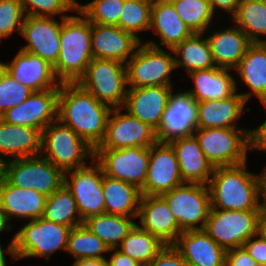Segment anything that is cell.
I'll return each instance as SVG.
<instances>
[{
  "label": "cell",
  "instance_id": "obj_30",
  "mask_svg": "<svg viewBox=\"0 0 266 266\" xmlns=\"http://www.w3.org/2000/svg\"><path fill=\"white\" fill-rule=\"evenodd\" d=\"M229 70L214 67L190 72L189 76L193 79L195 87L187 92L197 102L221 100L232 96L237 92V84Z\"/></svg>",
  "mask_w": 266,
  "mask_h": 266
},
{
  "label": "cell",
  "instance_id": "obj_20",
  "mask_svg": "<svg viewBox=\"0 0 266 266\" xmlns=\"http://www.w3.org/2000/svg\"><path fill=\"white\" fill-rule=\"evenodd\" d=\"M0 66L14 80L34 92L57 88L61 82L56 78L53 66L41 57L19 50L10 63L0 62ZM57 81V82H56Z\"/></svg>",
  "mask_w": 266,
  "mask_h": 266
},
{
  "label": "cell",
  "instance_id": "obj_50",
  "mask_svg": "<svg viewBox=\"0 0 266 266\" xmlns=\"http://www.w3.org/2000/svg\"><path fill=\"white\" fill-rule=\"evenodd\" d=\"M212 10L215 11L216 8L225 10L231 14H235L238 8V5L241 0H207Z\"/></svg>",
  "mask_w": 266,
  "mask_h": 266
},
{
  "label": "cell",
  "instance_id": "obj_11",
  "mask_svg": "<svg viewBox=\"0 0 266 266\" xmlns=\"http://www.w3.org/2000/svg\"><path fill=\"white\" fill-rule=\"evenodd\" d=\"M161 196L182 231L204 229L211 210L208 185L184 182Z\"/></svg>",
  "mask_w": 266,
  "mask_h": 266
},
{
  "label": "cell",
  "instance_id": "obj_25",
  "mask_svg": "<svg viewBox=\"0 0 266 266\" xmlns=\"http://www.w3.org/2000/svg\"><path fill=\"white\" fill-rule=\"evenodd\" d=\"M175 150L183 182L208 184L213 166L207 161L194 135L169 142Z\"/></svg>",
  "mask_w": 266,
  "mask_h": 266
},
{
  "label": "cell",
  "instance_id": "obj_19",
  "mask_svg": "<svg viewBox=\"0 0 266 266\" xmlns=\"http://www.w3.org/2000/svg\"><path fill=\"white\" fill-rule=\"evenodd\" d=\"M142 41L116 25L91 23V51L93 58L116 60L126 64Z\"/></svg>",
  "mask_w": 266,
  "mask_h": 266
},
{
  "label": "cell",
  "instance_id": "obj_37",
  "mask_svg": "<svg viewBox=\"0 0 266 266\" xmlns=\"http://www.w3.org/2000/svg\"><path fill=\"white\" fill-rule=\"evenodd\" d=\"M252 43H264L259 34L266 35V4L260 0H241L237 11L232 15Z\"/></svg>",
  "mask_w": 266,
  "mask_h": 266
},
{
  "label": "cell",
  "instance_id": "obj_54",
  "mask_svg": "<svg viewBox=\"0 0 266 266\" xmlns=\"http://www.w3.org/2000/svg\"><path fill=\"white\" fill-rule=\"evenodd\" d=\"M9 218L7 214L0 207V232L3 230H11L12 225H8Z\"/></svg>",
  "mask_w": 266,
  "mask_h": 266
},
{
  "label": "cell",
  "instance_id": "obj_8",
  "mask_svg": "<svg viewBox=\"0 0 266 266\" xmlns=\"http://www.w3.org/2000/svg\"><path fill=\"white\" fill-rule=\"evenodd\" d=\"M193 135L213 168L247 162L249 130L219 127L197 128Z\"/></svg>",
  "mask_w": 266,
  "mask_h": 266
},
{
  "label": "cell",
  "instance_id": "obj_4",
  "mask_svg": "<svg viewBox=\"0 0 266 266\" xmlns=\"http://www.w3.org/2000/svg\"><path fill=\"white\" fill-rule=\"evenodd\" d=\"M70 230V227L42 217L30 220L15 234L6 252L10 253L14 260L36 256L48 260L56 250H67Z\"/></svg>",
  "mask_w": 266,
  "mask_h": 266
},
{
  "label": "cell",
  "instance_id": "obj_26",
  "mask_svg": "<svg viewBox=\"0 0 266 266\" xmlns=\"http://www.w3.org/2000/svg\"><path fill=\"white\" fill-rule=\"evenodd\" d=\"M47 196L35 189L10 185L0 176V207L9 220L13 217L35 220L42 217Z\"/></svg>",
  "mask_w": 266,
  "mask_h": 266
},
{
  "label": "cell",
  "instance_id": "obj_18",
  "mask_svg": "<svg viewBox=\"0 0 266 266\" xmlns=\"http://www.w3.org/2000/svg\"><path fill=\"white\" fill-rule=\"evenodd\" d=\"M198 102L186 91L171 93L162 121L156 130L160 142L191 136L197 129Z\"/></svg>",
  "mask_w": 266,
  "mask_h": 266
},
{
  "label": "cell",
  "instance_id": "obj_34",
  "mask_svg": "<svg viewBox=\"0 0 266 266\" xmlns=\"http://www.w3.org/2000/svg\"><path fill=\"white\" fill-rule=\"evenodd\" d=\"M170 51L180 56V59L175 57L176 68L185 67L187 73L216 67L208 40L202 39V33H194Z\"/></svg>",
  "mask_w": 266,
  "mask_h": 266
},
{
  "label": "cell",
  "instance_id": "obj_5",
  "mask_svg": "<svg viewBox=\"0 0 266 266\" xmlns=\"http://www.w3.org/2000/svg\"><path fill=\"white\" fill-rule=\"evenodd\" d=\"M58 123V120L50 123L42 130L40 155L63 173L86 166L84 160L88 156L94 160L95 149L71 128Z\"/></svg>",
  "mask_w": 266,
  "mask_h": 266
},
{
  "label": "cell",
  "instance_id": "obj_36",
  "mask_svg": "<svg viewBox=\"0 0 266 266\" xmlns=\"http://www.w3.org/2000/svg\"><path fill=\"white\" fill-rule=\"evenodd\" d=\"M77 210L76 201L70 190L63 183L62 186L47 197L42 218L65 225L70 228L83 224Z\"/></svg>",
  "mask_w": 266,
  "mask_h": 266
},
{
  "label": "cell",
  "instance_id": "obj_45",
  "mask_svg": "<svg viewBox=\"0 0 266 266\" xmlns=\"http://www.w3.org/2000/svg\"><path fill=\"white\" fill-rule=\"evenodd\" d=\"M146 266H189L173 245H165Z\"/></svg>",
  "mask_w": 266,
  "mask_h": 266
},
{
  "label": "cell",
  "instance_id": "obj_31",
  "mask_svg": "<svg viewBox=\"0 0 266 266\" xmlns=\"http://www.w3.org/2000/svg\"><path fill=\"white\" fill-rule=\"evenodd\" d=\"M235 69L252 91L240 95L248 101L253 93L266 108V44L252 43Z\"/></svg>",
  "mask_w": 266,
  "mask_h": 266
},
{
  "label": "cell",
  "instance_id": "obj_44",
  "mask_svg": "<svg viewBox=\"0 0 266 266\" xmlns=\"http://www.w3.org/2000/svg\"><path fill=\"white\" fill-rule=\"evenodd\" d=\"M25 13L20 0H0V39L21 33Z\"/></svg>",
  "mask_w": 266,
  "mask_h": 266
},
{
  "label": "cell",
  "instance_id": "obj_46",
  "mask_svg": "<svg viewBox=\"0 0 266 266\" xmlns=\"http://www.w3.org/2000/svg\"><path fill=\"white\" fill-rule=\"evenodd\" d=\"M225 266H259L244 247L226 251Z\"/></svg>",
  "mask_w": 266,
  "mask_h": 266
},
{
  "label": "cell",
  "instance_id": "obj_39",
  "mask_svg": "<svg viewBox=\"0 0 266 266\" xmlns=\"http://www.w3.org/2000/svg\"><path fill=\"white\" fill-rule=\"evenodd\" d=\"M193 33L206 32L214 11L207 0H168Z\"/></svg>",
  "mask_w": 266,
  "mask_h": 266
},
{
  "label": "cell",
  "instance_id": "obj_7",
  "mask_svg": "<svg viewBox=\"0 0 266 266\" xmlns=\"http://www.w3.org/2000/svg\"><path fill=\"white\" fill-rule=\"evenodd\" d=\"M1 176L12 186L35 189L47 197L64 183V173L41 155L5 160Z\"/></svg>",
  "mask_w": 266,
  "mask_h": 266
},
{
  "label": "cell",
  "instance_id": "obj_9",
  "mask_svg": "<svg viewBox=\"0 0 266 266\" xmlns=\"http://www.w3.org/2000/svg\"><path fill=\"white\" fill-rule=\"evenodd\" d=\"M261 210H221L211 208L204 231L226 251L243 247L257 235Z\"/></svg>",
  "mask_w": 266,
  "mask_h": 266
},
{
  "label": "cell",
  "instance_id": "obj_35",
  "mask_svg": "<svg viewBox=\"0 0 266 266\" xmlns=\"http://www.w3.org/2000/svg\"><path fill=\"white\" fill-rule=\"evenodd\" d=\"M119 246L121 248L118 249L120 252L146 266L164 248L165 244L136 224Z\"/></svg>",
  "mask_w": 266,
  "mask_h": 266
},
{
  "label": "cell",
  "instance_id": "obj_2",
  "mask_svg": "<svg viewBox=\"0 0 266 266\" xmlns=\"http://www.w3.org/2000/svg\"><path fill=\"white\" fill-rule=\"evenodd\" d=\"M247 163L215 167L208 183L211 208L221 210H261L257 174L246 171Z\"/></svg>",
  "mask_w": 266,
  "mask_h": 266
},
{
  "label": "cell",
  "instance_id": "obj_17",
  "mask_svg": "<svg viewBox=\"0 0 266 266\" xmlns=\"http://www.w3.org/2000/svg\"><path fill=\"white\" fill-rule=\"evenodd\" d=\"M65 18L61 17L59 23L54 17L25 15L20 34L26 38L28 45L21 50L39 56L54 66L58 60L60 31Z\"/></svg>",
  "mask_w": 266,
  "mask_h": 266
},
{
  "label": "cell",
  "instance_id": "obj_33",
  "mask_svg": "<svg viewBox=\"0 0 266 266\" xmlns=\"http://www.w3.org/2000/svg\"><path fill=\"white\" fill-rule=\"evenodd\" d=\"M83 224L110 249H114L119 248L122 240L137 223L131 217L104 213L89 217Z\"/></svg>",
  "mask_w": 266,
  "mask_h": 266
},
{
  "label": "cell",
  "instance_id": "obj_49",
  "mask_svg": "<svg viewBox=\"0 0 266 266\" xmlns=\"http://www.w3.org/2000/svg\"><path fill=\"white\" fill-rule=\"evenodd\" d=\"M114 254L110 257L108 263L109 266H143L136 260L132 259L130 256L120 252L117 248L110 249L114 251Z\"/></svg>",
  "mask_w": 266,
  "mask_h": 266
},
{
  "label": "cell",
  "instance_id": "obj_47",
  "mask_svg": "<svg viewBox=\"0 0 266 266\" xmlns=\"http://www.w3.org/2000/svg\"><path fill=\"white\" fill-rule=\"evenodd\" d=\"M250 237L244 244L243 247L248 251V253L253 257L259 266H266V241L262 240L260 237ZM252 238H255L252 240Z\"/></svg>",
  "mask_w": 266,
  "mask_h": 266
},
{
  "label": "cell",
  "instance_id": "obj_15",
  "mask_svg": "<svg viewBox=\"0 0 266 266\" xmlns=\"http://www.w3.org/2000/svg\"><path fill=\"white\" fill-rule=\"evenodd\" d=\"M183 182L175 150L169 142L157 141L150 147V158L142 195L160 196Z\"/></svg>",
  "mask_w": 266,
  "mask_h": 266
},
{
  "label": "cell",
  "instance_id": "obj_52",
  "mask_svg": "<svg viewBox=\"0 0 266 266\" xmlns=\"http://www.w3.org/2000/svg\"><path fill=\"white\" fill-rule=\"evenodd\" d=\"M72 266H109L108 260L105 258L94 259V258H83L75 260Z\"/></svg>",
  "mask_w": 266,
  "mask_h": 266
},
{
  "label": "cell",
  "instance_id": "obj_10",
  "mask_svg": "<svg viewBox=\"0 0 266 266\" xmlns=\"http://www.w3.org/2000/svg\"><path fill=\"white\" fill-rule=\"evenodd\" d=\"M125 65L127 85L131 87L172 86L170 74L176 69L175 57L162 48L143 42Z\"/></svg>",
  "mask_w": 266,
  "mask_h": 266
},
{
  "label": "cell",
  "instance_id": "obj_24",
  "mask_svg": "<svg viewBox=\"0 0 266 266\" xmlns=\"http://www.w3.org/2000/svg\"><path fill=\"white\" fill-rule=\"evenodd\" d=\"M149 29H153L162 41H160V46L153 41L145 42V44L155 48L167 46L169 50H173L184 39L194 34L168 0H153Z\"/></svg>",
  "mask_w": 266,
  "mask_h": 266
},
{
  "label": "cell",
  "instance_id": "obj_43",
  "mask_svg": "<svg viewBox=\"0 0 266 266\" xmlns=\"http://www.w3.org/2000/svg\"><path fill=\"white\" fill-rule=\"evenodd\" d=\"M25 15L54 17L62 14L61 17H68L63 12L77 9L75 0H20Z\"/></svg>",
  "mask_w": 266,
  "mask_h": 266
},
{
  "label": "cell",
  "instance_id": "obj_53",
  "mask_svg": "<svg viewBox=\"0 0 266 266\" xmlns=\"http://www.w3.org/2000/svg\"><path fill=\"white\" fill-rule=\"evenodd\" d=\"M257 236L266 241V213H262L258 219Z\"/></svg>",
  "mask_w": 266,
  "mask_h": 266
},
{
  "label": "cell",
  "instance_id": "obj_3",
  "mask_svg": "<svg viewBox=\"0 0 266 266\" xmlns=\"http://www.w3.org/2000/svg\"><path fill=\"white\" fill-rule=\"evenodd\" d=\"M68 16L62 21L60 51L53 66L59 82H77L92 61L91 22L82 16Z\"/></svg>",
  "mask_w": 266,
  "mask_h": 266
},
{
  "label": "cell",
  "instance_id": "obj_23",
  "mask_svg": "<svg viewBox=\"0 0 266 266\" xmlns=\"http://www.w3.org/2000/svg\"><path fill=\"white\" fill-rule=\"evenodd\" d=\"M173 246L189 266H225L226 250L204 229L183 231Z\"/></svg>",
  "mask_w": 266,
  "mask_h": 266
},
{
  "label": "cell",
  "instance_id": "obj_32",
  "mask_svg": "<svg viewBox=\"0 0 266 266\" xmlns=\"http://www.w3.org/2000/svg\"><path fill=\"white\" fill-rule=\"evenodd\" d=\"M105 213L136 218L139 212L141 191L135 185L103 176Z\"/></svg>",
  "mask_w": 266,
  "mask_h": 266
},
{
  "label": "cell",
  "instance_id": "obj_38",
  "mask_svg": "<svg viewBox=\"0 0 266 266\" xmlns=\"http://www.w3.org/2000/svg\"><path fill=\"white\" fill-rule=\"evenodd\" d=\"M76 260L83 258H104L102 254L109 253L110 248L84 224L71 228L68 234L67 250Z\"/></svg>",
  "mask_w": 266,
  "mask_h": 266
},
{
  "label": "cell",
  "instance_id": "obj_21",
  "mask_svg": "<svg viewBox=\"0 0 266 266\" xmlns=\"http://www.w3.org/2000/svg\"><path fill=\"white\" fill-rule=\"evenodd\" d=\"M173 86H148L127 89L123 108L127 112L157 130Z\"/></svg>",
  "mask_w": 266,
  "mask_h": 266
},
{
  "label": "cell",
  "instance_id": "obj_55",
  "mask_svg": "<svg viewBox=\"0 0 266 266\" xmlns=\"http://www.w3.org/2000/svg\"><path fill=\"white\" fill-rule=\"evenodd\" d=\"M4 251L5 250L2 249V246H1V243H0V266H6Z\"/></svg>",
  "mask_w": 266,
  "mask_h": 266
},
{
  "label": "cell",
  "instance_id": "obj_41",
  "mask_svg": "<svg viewBox=\"0 0 266 266\" xmlns=\"http://www.w3.org/2000/svg\"><path fill=\"white\" fill-rule=\"evenodd\" d=\"M123 0H93L87 4L77 3V11L91 23L99 25H118Z\"/></svg>",
  "mask_w": 266,
  "mask_h": 266
},
{
  "label": "cell",
  "instance_id": "obj_29",
  "mask_svg": "<svg viewBox=\"0 0 266 266\" xmlns=\"http://www.w3.org/2000/svg\"><path fill=\"white\" fill-rule=\"evenodd\" d=\"M216 67L235 69L248 47L252 44L246 34L238 27L216 31L207 37Z\"/></svg>",
  "mask_w": 266,
  "mask_h": 266
},
{
  "label": "cell",
  "instance_id": "obj_42",
  "mask_svg": "<svg viewBox=\"0 0 266 266\" xmlns=\"http://www.w3.org/2000/svg\"><path fill=\"white\" fill-rule=\"evenodd\" d=\"M34 91L14 80L0 66V116L24 102Z\"/></svg>",
  "mask_w": 266,
  "mask_h": 266
},
{
  "label": "cell",
  "instance_id": "obj_6",
  "mask_svg": "<svg viewBox=\"0 0 266 266\" xmlns=\"http://www.w3.org/2000/svg\"><path fill=\"white\" fill-rule=\"evenodd\" d=\"M77 83L99 102L112 109L123 108L127 93L125 64L116 60L93 58Z\"/></svg>",
  "mask_w": 266,
  "mask_h": 266
},
{
  "label": "cell",
  "instance_id": "obj_13",
  "mask_svg": "<svg viewBox=\"0 0 266 266\" xmlns=\"http://www.w3.org/2000/svg\"><path fill=\"white\" fill-rule=\"evenodd\" d=\"M96 164L95 168L86 165L64 173V184L76 201L82 221L105 213L102 189L104 172L101 165L97 162Z\"/></svg>",
  "mask_w": 266,
  "mask_h": 266
},
{
  "label": "cell",
  "instance_id": "obj_12",
  "mask_svg": "<svg viewBox=\"0 0 266 266\" xmlns=\"http://www.w3.org/2000/svg\"><path fill=\"white\" fill-rule=\"evenodd\" d=\"M150 158V147L123 149H95L94 162H98L104 175L144 187Z\"/></svg>",
  "mask_w": 266,
  "mask_h": 266
},
{
  "label": "cell",
  "instance_id": "obj_51",
  "mask_svg": "<svg viewBox=\"0 0 266 266\" xmlns=\"http://www.w3.org/2000/svg\"><path fill=\"white\" fill-rule=\"evenodd\" d=\"M258 183V197L262 196L263 203L259 202V208L262 213H266V167L264 168L262 174L257 175Z\"/></svg>",
  "mask_w": 266,
  "mask_h": 266
},
{
  "label": "cell",
  "instance_id": "obj_14",
  "mask_svg": "<svg viewBox=\"0 0 266 266\" xmlns=\"http://www.w3.org/2000/svg\"><path fill=\"white\" fill-rule=\"evenodd\" d=\"M112 109L107 121L103 141L96 149H123L128 147H151L158 139L156 130L136 117ZM113 115V117H111Z\"/></svg>",
  "mask_w": 266,
  "mask_h": 266
},
{
  "label": "cell",
  "instance_id": "obj_48",
  "mask_svg": "<svg viewBox=\"0 0 266 266\" xmlns=\"http://www.w3.org/2000/svg\"><path fill=\"white\" fill-rule=\"evenodd\" d=\"M266 151V120L258 128L249 130V150Z\"/></svg>",
  "mask_w": 266,
  "mask_h": 266
},
{
  "label": "cell",
  "instance_id": "obj_22",
  "mask_svg": "<svg viewBox=\"0 0 266 266\" xmlns=\"http://www.w3.org/2000/svg\"><path fill=\"white\" fill-rule=\"evenodd\" d=\"M137 217H140L139 227L156 236L165 245H173L183 232L161 195H142Z\"/></svg>",
  "mask_w": 266,
  "mask_h": 266
},
{
  "label": "cell",
  "instance_id": "obj_40",
  "mask_svg": "<svg viewBox=\"0 0 266 266\" xmlns=\"http://www.w3.org/2000/svg\"><path fill=\"white\" fill-rule=\"evenodd\" d=\"M152 4L153 0H124L117 26L141 41L136 33L150 28Z\"/></svg>",
  "mask_w": 266,
  "mask_h": 266
},
{
  "label": "cell",
  "instance_id": "obj_16",
  "mask_svg": "<svg viewBox=\"0 0 266 266\" xmlns=\"http://www.w3.org/2000/svg\"><path fill=\"white\" fill-rule=\"evenodd\" d=\"M59 86L50 90L33 92L24 102L0 116L12 125L29 126L41 132L57 121Z\"/></svg>",
  "mask_w": 266,
  "mask_h": 266
},
{
  "label": "cell",
  "instance_id": "obj_28",
  "mask_svg": "<svg viewBox=\"0 0 266 266\" xmlns=\"http://www.w3.org/2000/svg\"><path fill=\"white\" fill-rule=\"evenodd\" d=\"M246 100L238 93L221 100L197 104V128H237L236 120L243 114Z\"/></svg>",
  "mask_w": 266,
  "mask_h": 266
},
{
  "label": "cell",
  "instance_id": "obj_27",
  "mask_svg": "<svg viewBox=\"0 0 266 266\" xmlns=\"http://www.w3.org/2000/svg\"><path fill=\"white\" fill-rule=\"evenodd\" d=\"M42 132L29 126L12 125L0 119V153L13 159L41 154ZM0 157V163L4 162Z\"/></svg>",
  "mask_w": 266,
  "mask_h": 266
},
{
  "label": "cell",
  "instance_id": "obj_1",
  "mask_svg": "<svg viewBox=\"0 0 266 266\" xmlns=\"http://www.w3.org/2000/svg\"><path fill=\"white\" fill-rule=\"evenodd\" d=\"M112 108L99 102L77 82L59 85L57 120L96 149L103 141Z\"/></svg>",
  "mask_w": 266,
  "mask_h": 266
}]
</instances>
